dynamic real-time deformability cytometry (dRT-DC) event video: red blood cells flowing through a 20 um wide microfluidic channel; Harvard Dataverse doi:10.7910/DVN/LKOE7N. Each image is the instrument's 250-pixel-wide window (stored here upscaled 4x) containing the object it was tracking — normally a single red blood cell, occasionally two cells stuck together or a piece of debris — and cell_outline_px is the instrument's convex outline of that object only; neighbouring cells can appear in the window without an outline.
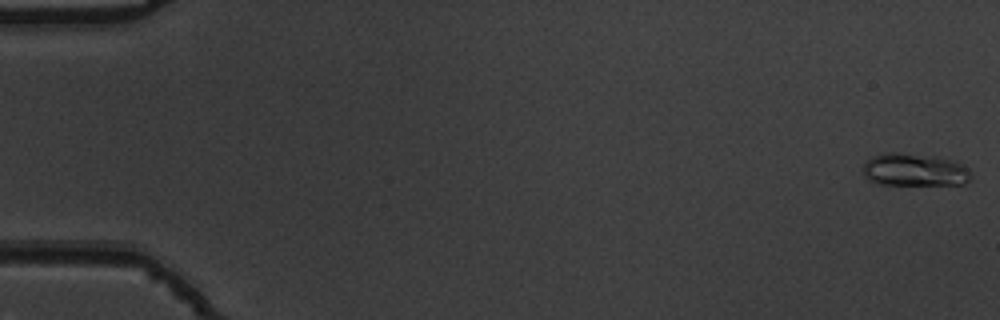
{"species": "common noctule bat (a hibernating species)", "species_latin": "Nyctalus noctula", "temperature_condition": "warm", "stored_images_in_passage": 16, "camera_frame_rate_fps": 3000, "um_per_image_px": 0.085, "animal": {"sex": "male", "body_mass_g": 19.5, "forearm_length_mm": 54.6}, "frame": {"image": 1, "passage_image": 1, "time_ms": 0.0, "image_size_px": [1000, 320], "cell_outline_px": [[972, 180], [964, 184], [876, 184], [868, 180], [864, 176], [864, 164], [872, 156], [884, 152], [896, 152], [936, 156], [956, 160], [968, 168], [972, 172]], "centroid_in_image_um": [77.78, 14.43], "position_along_channel_um": 7.2, "area_um2": 20.92}}